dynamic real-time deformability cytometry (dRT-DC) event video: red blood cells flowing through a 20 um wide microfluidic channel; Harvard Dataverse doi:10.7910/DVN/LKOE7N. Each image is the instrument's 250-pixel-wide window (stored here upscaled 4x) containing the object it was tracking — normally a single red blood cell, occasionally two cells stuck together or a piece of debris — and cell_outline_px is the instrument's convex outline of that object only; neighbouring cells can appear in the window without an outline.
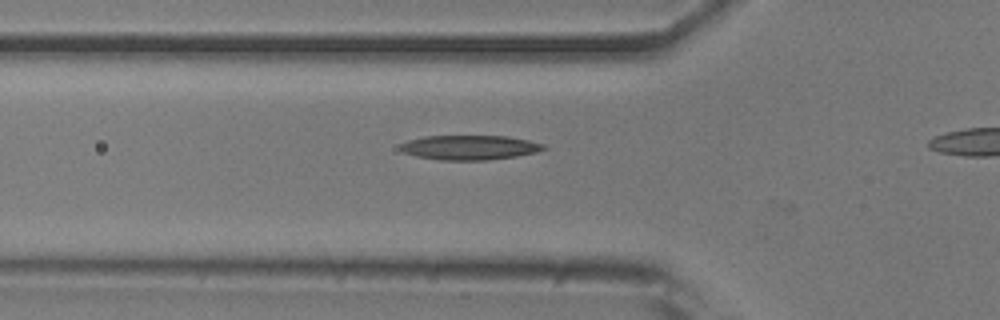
{"species": "common noctule bat (a hibernating species)", "species_latin": "Nyctalus noctula", "temperature_condition": "room temperature", "stored_images_in_passage": 3, "camera_frame_rate_fps": 3000, "um_per_image_px": 0.085, "animal": {"sex": "male", "body_mass_g": 20.5, "forearm_length_mm": 52.5}, "frame": {"image": 1, "passage_image": 2, "time_ms": 0.333, "image_size_px": [1000, 320], "cell_outline_px": [[548, 148], [536, 152], [516, 156], [484, 160], [440, 160], [416, 156], [404, 152], [400, 148], [400, 144], [408, 140], [424, 136], [508, 136], [528, 140], [544, 144]], "centroid_in_image_um": [39.93, 12.53], "position_along_channel_um": 85.9, "area_um2": 20.46}}